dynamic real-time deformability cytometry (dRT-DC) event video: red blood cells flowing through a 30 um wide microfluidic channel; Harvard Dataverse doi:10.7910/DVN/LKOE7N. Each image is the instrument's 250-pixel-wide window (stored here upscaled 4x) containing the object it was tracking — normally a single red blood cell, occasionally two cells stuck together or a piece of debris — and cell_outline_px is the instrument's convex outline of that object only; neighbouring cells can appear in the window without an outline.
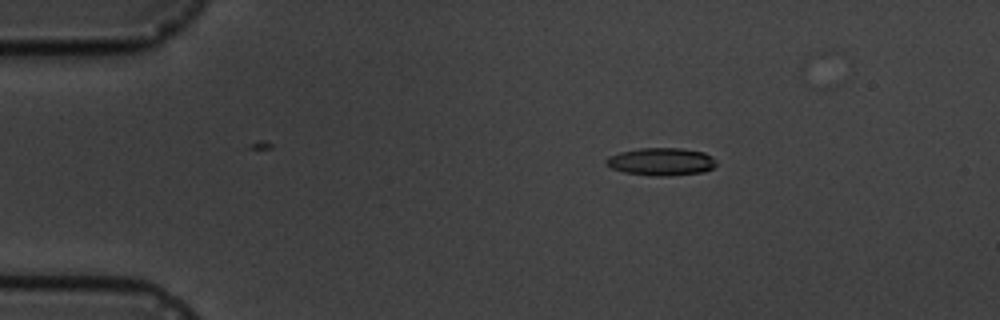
{"species": "common noctule bat (a hibernating species)", "species_latin": "Nyctalus noctula", "temperature_condition": "cold", "stored_images_in_passage": 6, "camera_frame_rate_fps": 3000, "um_per_image_px": 0.085, "animal": {"sex": "male", "body_mass_g": 19.5, "forearm_length_mm": 54.6}, "frame": {"image": 1, "passage_image": 3, "time_ms": 2.333, "image_size_px": [1000, 320], "cell_outline_px": [[716, 164], [712, 168], [704, 172], [668, 176], [656, 176], [624, 172], [612, 168], [604, 164], [604, 160], [608, 156], [620, 152], [640, 148], [684, 148], [704, 152], [712, 156], [716, 160]], "centroid_in_image_um": [56.2, 13.73], "position_along_channel_um": 28.8, "area_um2": 17.92}}